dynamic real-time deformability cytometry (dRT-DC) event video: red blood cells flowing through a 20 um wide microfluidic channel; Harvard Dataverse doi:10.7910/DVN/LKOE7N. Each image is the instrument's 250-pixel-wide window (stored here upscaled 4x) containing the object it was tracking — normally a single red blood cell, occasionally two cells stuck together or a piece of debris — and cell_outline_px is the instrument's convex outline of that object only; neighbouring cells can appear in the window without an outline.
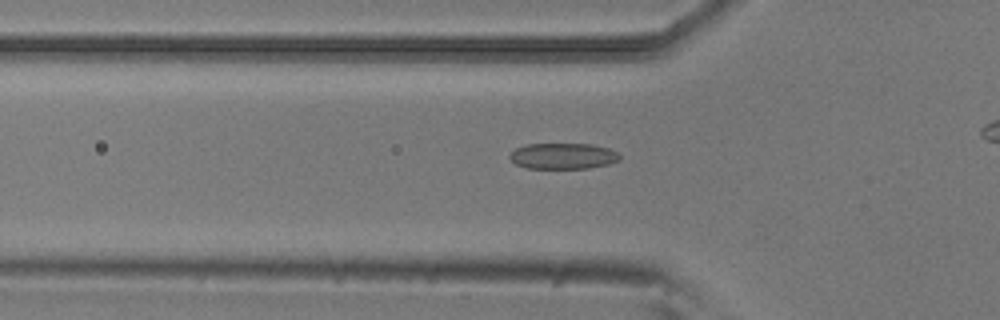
{"species": "common noctule bat (a hibernating species)", "species_latin": "Nyctalus noctula", "temperature_condition": "room temperature", "stored_images_in_passage": 40, "camera_frame_rate_fps": 3000, "um_per_image_px": 0.085, "animal": {"sex": "male", "body_mass_g": 20.5, "forearm_length_mm": 52.5}, "frame": {"image": 1, "passage_image": 14, "time_ms": 4.333, "image_size_px": [1000, 320], "cell_outline_px": [[620, 160], [608, 164], [588, 168], [528, 168], [516, 164], [508, 156], [516, 148], [524, 144], [592, 144], [608, 148], [616, 152], [620, 156]], "centroid_in_image_um": [47.85, 13.26], "position_along_channel_um": 77.9, "area_um2": 16.53}}
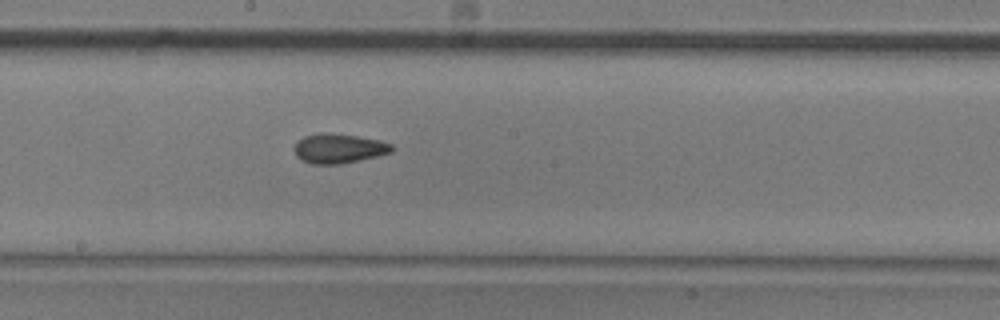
{"frame": {"image": 2, "passage_image": 25, "time_ms": 8.0, "image_size_px": [1000, 320], "cell_outline_px": [[396, 148], [392, 152], [376, 156], [340, 164], [312, 164], [300, 160], [296, 156], [292, 148], [296, 140], [304, 136], [320, 132], [328, 132], [356, 136], [380, 140], [392, 144]], "centroid_in_image_um": [28.75, 12.61], "position_along_channel_um": 219.5, "area_um2": 17.11}}
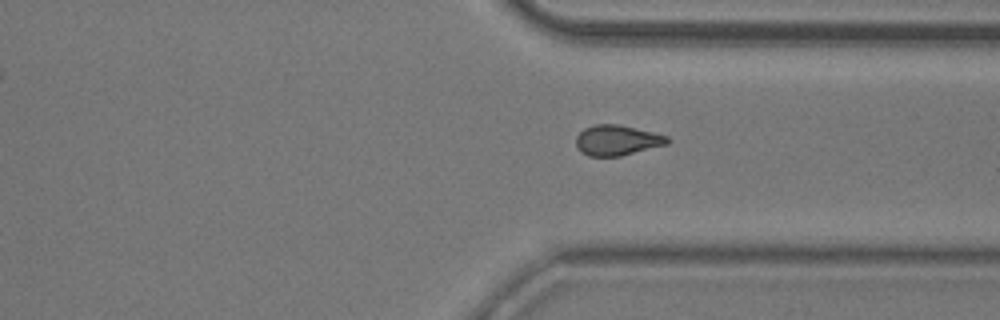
{"frame": {"image": 3, "passage_image": 36, "time_ms": 11.667, "image_size_px": [1000, 320], "cell_outline_px": [[672, 140], [668, 144], [620, 156], [588, 156], [580, 152], [576, 144], [576, 136], [584, 128], [596, 124], [620, 124], [656, 132], [668, 136]], "centroid_in_image_um": [52.48, 11.91], "position_along_channel_um": 358.9, "area_um2": 16.42}}